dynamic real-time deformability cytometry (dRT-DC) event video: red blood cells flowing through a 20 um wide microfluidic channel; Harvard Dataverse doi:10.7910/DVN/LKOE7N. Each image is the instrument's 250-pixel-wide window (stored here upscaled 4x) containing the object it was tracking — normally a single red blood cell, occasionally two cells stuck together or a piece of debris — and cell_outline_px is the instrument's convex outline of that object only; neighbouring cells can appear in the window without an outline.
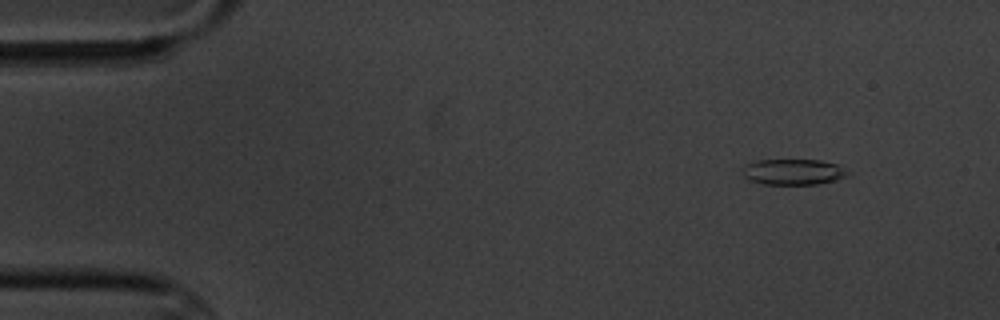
{"species": "common noctule bat (a hibernating species)", "species_latin": "Nyctalus noctula", "temperature_condition": "cold", "stored_images_in_passage": 15, "camera_frame_rate_fps": 3000, "um_per_image_px": 0.085, "animal": {"sex": "male", "body_mass_g": 20.1, "forearm_length_mm": 53.5}, "frame": {"image": 1, "passage_image": 2, "time_ms": 1.333, "image_size_px": [1000, 320], "cell_outline_px": [[848, 176], [836, 180], [816, 184], [764, 184], [748, 180], [744, 176], [744, 164], [756, 160], [820, 160], [840, 164], [848, 172]], "centroid_in_image_um": [67.44, 14.6], "position_along_channel_um": 17.6, "area_um2": 15.9}}
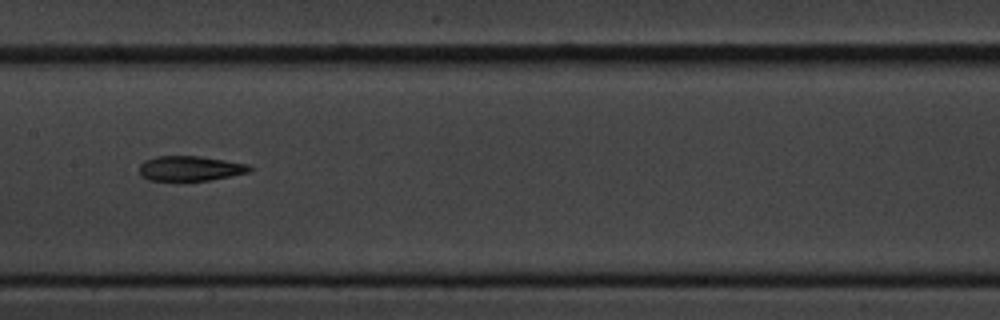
{"frame": {"image": 2, "passage_image": 8, "time_ms": 9.0, "image_size_px": [1000, 320], "cell_outline_px": [[252, 168], [248, 172], [208, 180], [148, 180], [140, 172], [140, 164], [144, 160], [156, 156], [200, 156], [248, 164]], "centroid_in_image_um": [16.14, 14.3], "position_along_channel_um": 191.3, "area_um2": 15.72}}
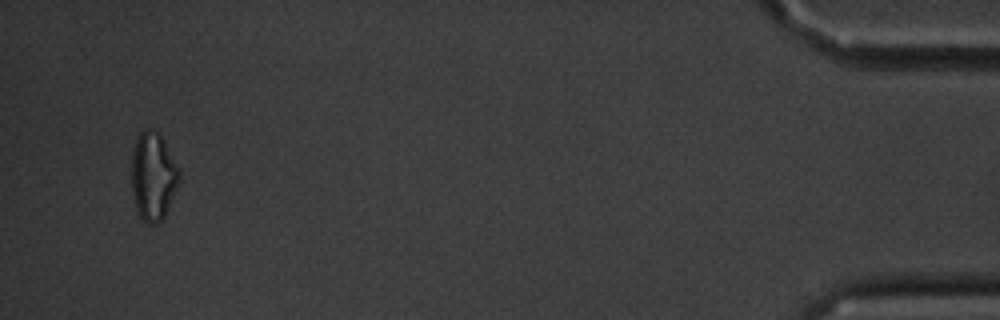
{"frame": {"image": 3, "passage_image": 15, "time_ms": 18.0, "image_size_px": [1000, 320], "cell_outline_px": [[180, 180], [164, 216], [156, 224], [148, 224], [136, 212], [132, 188], [132, 152], [136, 136], [144, 128], [148, 128], [160, 132], [180, 172]], "centroid_in_image_um": [13.0, 14.94], "position_along_channel_um": 422.2, "area_um2": 24.51}}